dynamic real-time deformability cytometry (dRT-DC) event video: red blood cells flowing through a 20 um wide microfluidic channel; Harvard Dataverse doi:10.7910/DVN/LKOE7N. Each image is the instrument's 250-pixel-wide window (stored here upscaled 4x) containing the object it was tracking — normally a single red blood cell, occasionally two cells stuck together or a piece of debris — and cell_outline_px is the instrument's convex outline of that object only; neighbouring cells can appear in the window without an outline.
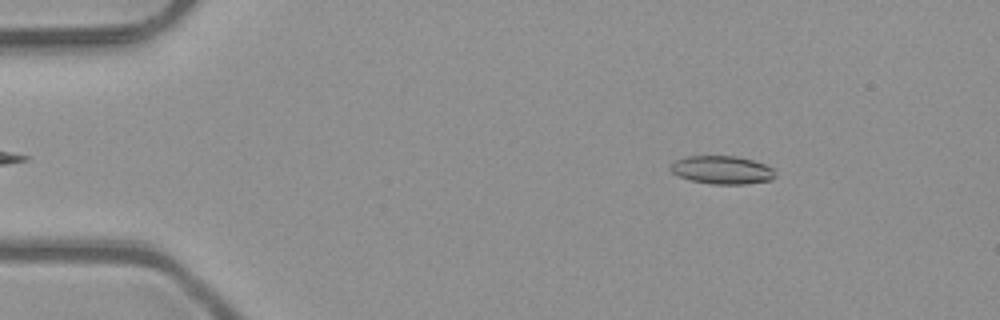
{"species": "common noctule bat (a hibernating species)", "species_latin": "Nyctalus noctula", "temperature_condition": "room temperature", "stored_images_in_passage": 49, "camera_frame_rate_fps": 3000, "um_per_image_px": 0.085, "animal": {"sex": "male", "body_mass_g": 23.1, "forearm_length_mm": 52.7}, "frame": {"image": 1, "passage_image": 6, "time_ms": 1.667, "image_size_px": [1000, 320], "cell_outline_px": [[776, 176], [772, 180], [748, 184], [712, 184], [692, 180], [680, 176], [672, 172], [668, 168], [676, 160], [688, 156], [736, 156], [752, 160], [764, 164], [772, 168]], "centroid_in_image_um": [61.4, 14.45], "position_along_channel_um": 23.6, "area_um2": 17.11}}
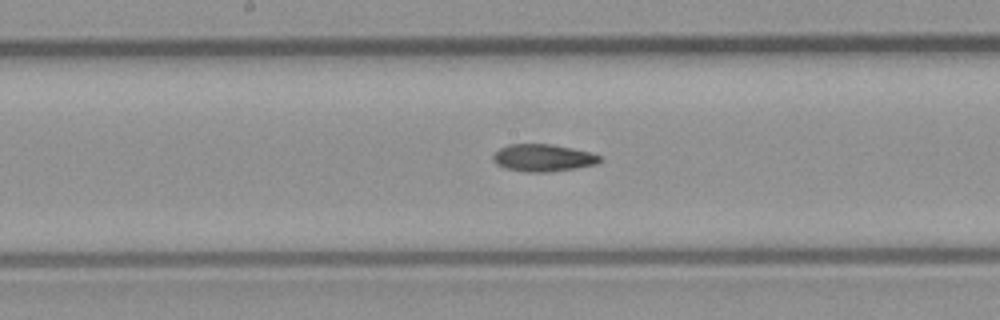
{"frame": {"image": 2, "passage_image": 25, "time_ms": 8.0, "image_size_px": [1000, 320], "cell_outline_px": [[604, 160], [596, 164], [576, 168], [548, 172], [524, 172], [508, 168], [496, 164], [492, 160], [492, 156], [500, 148], [508, 144], [552, 144], [592, 152], [600, 156]], "centroid_in_image_um": [46.18, 13.41], "position_along_channel_um": 202.0, "area_um2": 17.05}}
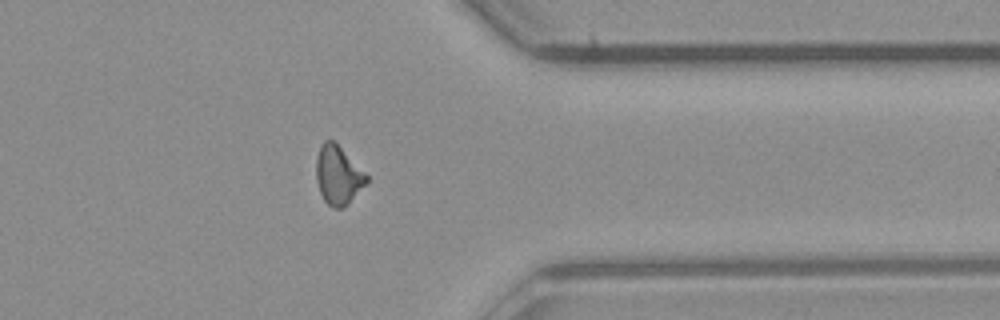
{"frame": {"image": 3, "passage_image": 39, "time_ms": 12.667, "image_size_px": [1000, 320], "cell_outline_px": [[368, 180], [348, 204], [344, 208], [336, 208], [328, 204], [324, 200], [320, 192], [316, 180], [316, 156], [320, 144], [324, 140], [332, 140], [368, 176]], "centroid_in_image_um": [28.7, 14.9], "position_along_channel_um": 382.7, "area_um2": 16.88}, "authors_computed_cell_mechanics": {"area_um2": 16.9932, "velocity_mm_per_s": 4.0899, "shape_relaxation_time_tau1_ms": null, "shape_relaxation_time_tau2_ms": 9.101, "deformation_change_tau1": null, "deformation_change_tau2": 0.2}}